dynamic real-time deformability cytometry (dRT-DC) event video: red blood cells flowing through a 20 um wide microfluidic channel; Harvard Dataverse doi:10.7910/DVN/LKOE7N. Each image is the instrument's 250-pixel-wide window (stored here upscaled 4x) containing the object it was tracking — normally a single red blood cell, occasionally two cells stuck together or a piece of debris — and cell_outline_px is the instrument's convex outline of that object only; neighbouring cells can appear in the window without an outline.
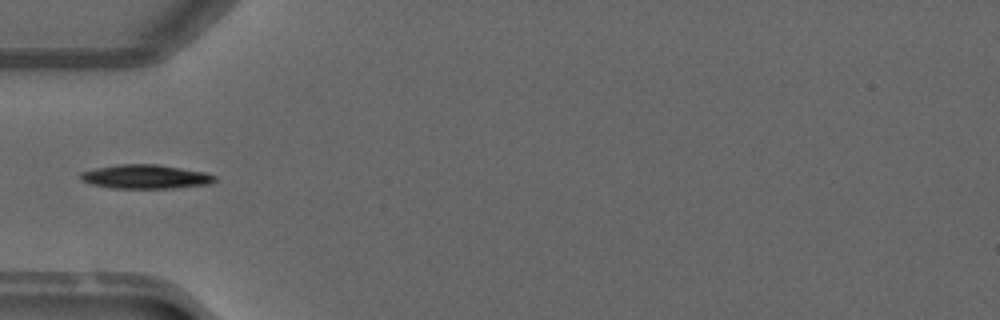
{"species": "common noctule bat (a hibernating species)", "species_latin": "Nyctalus noctula", "temperature_condition": "warm", "stored_images_in_passage": 35, "camera_frame_rate_fps": 3000, "um_per_image_px": 0.085, "animal": {"sex": "male", "forearm_length_mm": 52.5}, "frame": {"image": 1, "passage_image": 1, "time_ms": 0.0, "image_size_px": [1000, 320], "cell_outline_px": [[216, 180], [212, 184], [176, 188], [112, 188], [92, 184], [80, 180], [80, 172], [96, 168], [120, 164], [156, 164], [204, 172], [216, 176]], "centroid_in_image_um": [12.38, 15.02], "position_along_channel_um": 72.6, "area_um2": 18.79}}
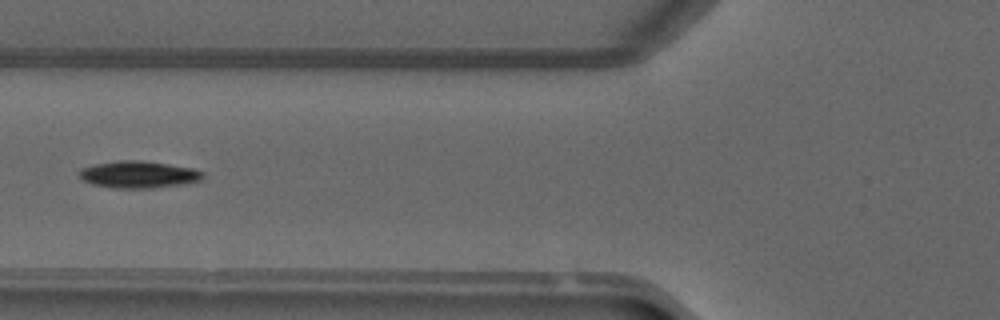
{"frame": {"image": 2, "passage_image": 4, "time_ms": 1.0, "image_size_px": [1000, 320], "cell_outline_px": [[204, 176], [200, 180], [180, 184], [152, 188], [116, 188], [92, 184], [84, 180], [80, 176], [80, 168], [96, 164], [116, 160], [140, 160], [168, 164], [192, 168], [204, 172]], "centroid_in_image_um": [11.77, 14.82], "position_along_channel_um": 114.0, "area_um2": 19.25}}